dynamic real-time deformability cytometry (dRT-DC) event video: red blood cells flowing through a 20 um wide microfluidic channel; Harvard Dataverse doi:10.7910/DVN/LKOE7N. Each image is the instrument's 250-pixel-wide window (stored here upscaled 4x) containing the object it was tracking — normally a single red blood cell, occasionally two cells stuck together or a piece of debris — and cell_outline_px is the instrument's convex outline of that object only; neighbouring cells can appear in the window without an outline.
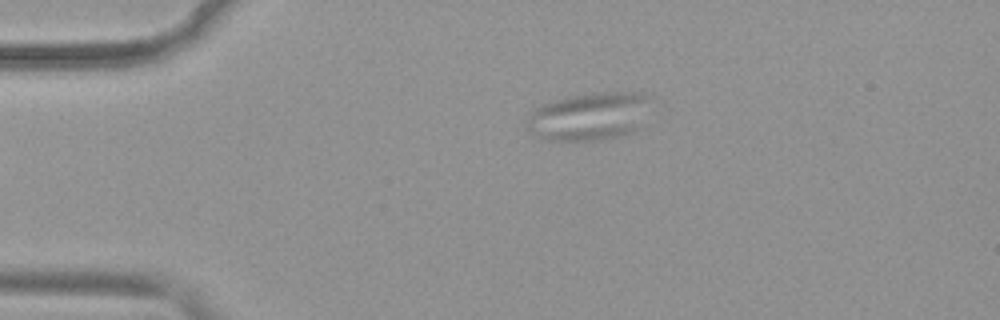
{"species": "common noctule bat (a hibernating species)", "species_latin": "Nyctalus noctula", "temperature_condition": "warm", "stored_images_in_passage": 44, "camera_frame_rate_fps": 3000, "um_per_image_px": 0.085, "animal": {"sex": "female", "body_mass_g": 19.9}, "frame": {"image": 1, "passage_image": 2, "time_ms": 0.333, "image_size_px": [1000, 320], "cell_outline_px": [[648, 96], [636, 128], [632, 132], [600, 140], [544, 140], [528, 128], [524, 124], [532, 112], [540, 104], [572, 96], [600, 92], [640, 92]], "centroid_in_image_um": [49.98, 9.89], "position_along_channel_um": 35.0, "area_um2": 33.47}}
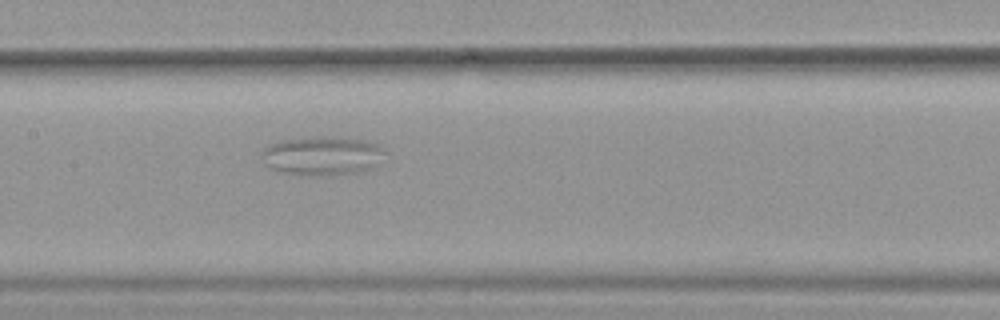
{"frame": {"image": 2, "passage_image": 17, "time_ms": 5.333, "image_size_px": [1000, 320], "cell_outline_px": [[384, 152], [372, 168], [360, 172], [332, 176], [300, 176], [268, 168], [264, 164], [264, 148], [272, 144], [284, 140], [332, 136], [360, 140], [376, 144]], "centroid_in_image_um": [27.36, 13.28], "position_along_channel_um": 180.0, "area_um2": 27.57}}
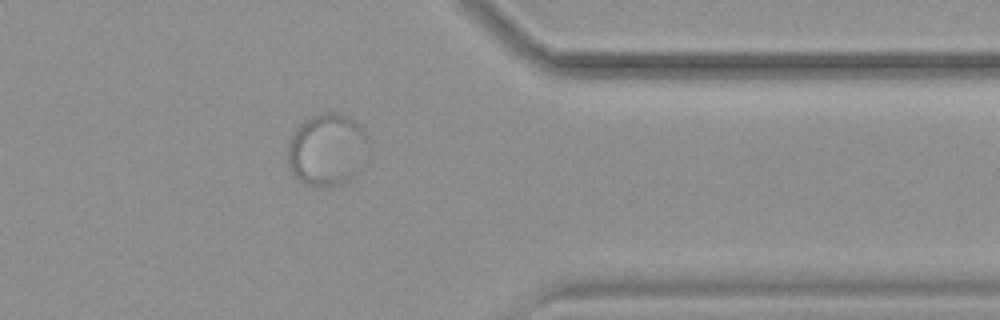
{"frame": {"image": 3, "passage_image": 34, "time_ms": 11.0, "image_size_px": [1000, 320], "cell_outline_px": [[368, 140], [352, 176], [348, 180], [332, 188], [312, 188], [304, 184], [288, 168], [284, 160], [284, 152], [292, 132], [308, 116], [316, 112], [340, 112], [352, 116], [364, 128]], "centroid_in_image_um": [27.67, 12.68], "position_along_channel_um": 383.7, "area_um2": 34.8}}